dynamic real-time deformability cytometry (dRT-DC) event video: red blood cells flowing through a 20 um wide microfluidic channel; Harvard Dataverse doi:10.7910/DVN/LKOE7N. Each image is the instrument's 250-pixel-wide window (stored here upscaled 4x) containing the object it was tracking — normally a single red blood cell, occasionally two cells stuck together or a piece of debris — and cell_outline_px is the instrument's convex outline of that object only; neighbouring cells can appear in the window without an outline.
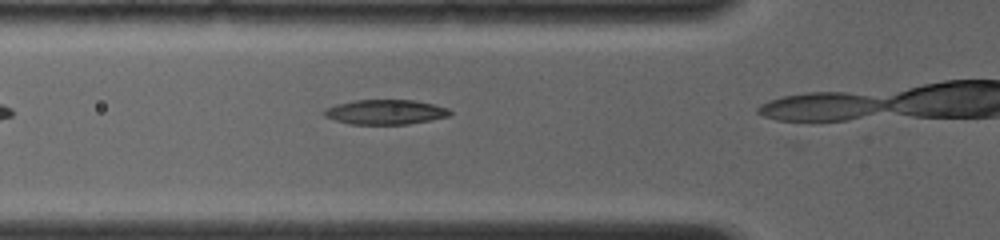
{"species": "common noctule bat (a hibernating species)", "species_latin": "Nyctalus noctula", "temperature_condition": "room temperature", "stored_images_in_passage": 7, "camera_frame_rate_fps": 4000, "um_per_image_px": 0.085, "animal": {"sex": "female", "body_mass_g": 19.0, "forearm_length_mm": 56.7}, "frame": {"image": 1, "passage_image": 4, "time_ms": 1.0, "image_size_px": [1000, 240], "cell_outline_px": [[452, 112], [448, 116], [408, 124], [348, 124], [324, 116], [320, 112], [324, 108], [336, 104], [356, 100], [412, 100], [432, 104], [448, 108]], "centroid_in_image_um": [32.69, 9.52], "position_along_channel_um": 93.1, "area_um2": 18.09}}